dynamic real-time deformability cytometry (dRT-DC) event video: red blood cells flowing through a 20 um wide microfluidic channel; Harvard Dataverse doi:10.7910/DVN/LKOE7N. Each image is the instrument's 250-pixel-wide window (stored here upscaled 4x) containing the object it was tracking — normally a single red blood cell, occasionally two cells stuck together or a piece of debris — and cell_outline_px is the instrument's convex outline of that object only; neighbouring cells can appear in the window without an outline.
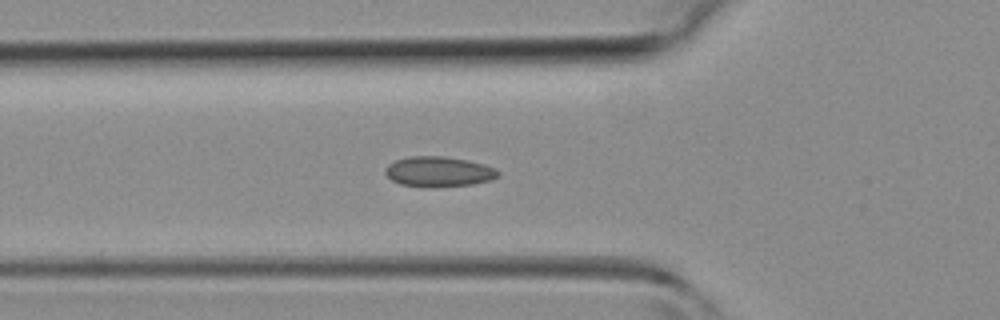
{"species": "common noctule bat (a hibernating species)", "species_latin": "Nyctalus noctula", "temperature_condition": "room temperature", "stored_images_in_passage": 42, "camera_frame_rate_fps": 3000, "um_per_image_px": 0.085, "animal": {"sex": "female", "body_mass_g": 19.3, "forearm_length_mm": 54.1}, "frame": {"image": 1, "passage_image": 14, "time_ms": 4.333, "image_size_px": [1000, 320], "cell_outline_px": [[500, 176], [492, 180], [472, 184], [432, 188], [424, 188], [400, 184], [392, 180], [384, 172], [384, 168], [388, 164], [396, 160], [408, 156], [444, 156], [468, 160], [484, 164], [496, 168], [500, 172]], "centroid_in_image_um": [37.3, 14.6], "position_along_channel_um": 88.5, "area_um2": 20.29}}
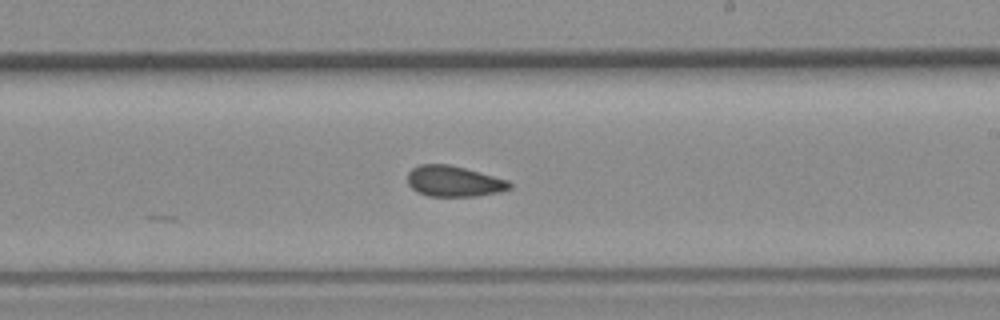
{"frame": {"image": 2, "passage_image": 24, "time_ms": 7.667, "image_size_px": [1000, 320], "cell_outline_px": [[512, 188], [500, 192], [476, 196], [428, 196], [416, 192], [408, 184], [408, 172], [412, 168], [420, 164], [448, 164], [480, 172], [508, 180], [512, 184]], "centroid_in_image_um": [38.58, 15.41], "position_along_channel_um": 250.4, "area_um2": 18.38}}
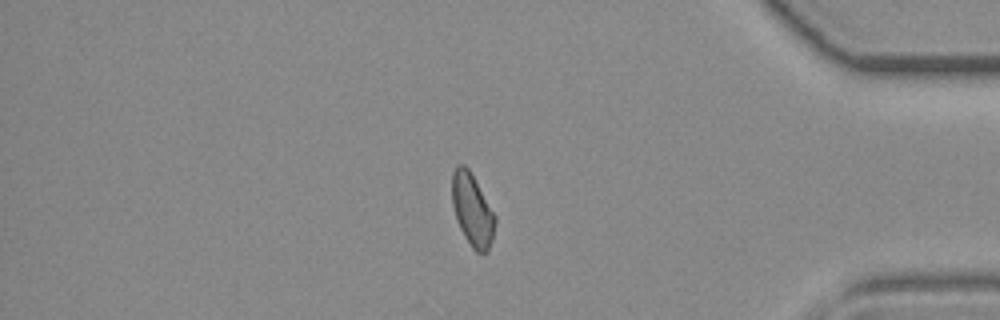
{"frame": {"image": 3, "passage_image": 35, "time_ms": 11.333, "image_size_px": [1000, 320], "cell_outline_px": [[496, 220], [492, 240], [488, 252], [476, 252], [472, 248], [464, 236], [456, 220], [452, 204], [452, 172], [456, 164], [464, 164], [468, 168], [496, 216]], "centroid_in_image_um": [40.13, 17.84], "position_along_channel_um": 395.1, "area_um2": 18.15}}